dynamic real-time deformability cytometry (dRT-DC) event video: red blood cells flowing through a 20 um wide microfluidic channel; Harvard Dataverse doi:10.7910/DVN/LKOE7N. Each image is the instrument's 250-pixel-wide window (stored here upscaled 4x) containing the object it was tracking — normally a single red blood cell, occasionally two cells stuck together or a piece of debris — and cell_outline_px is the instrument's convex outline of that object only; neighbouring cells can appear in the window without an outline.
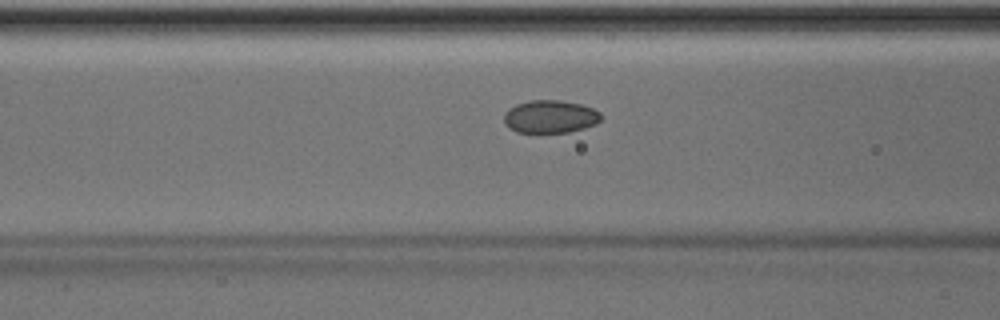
{"species": "Egyptian fruit bat (a non-hibernating species)", "species_latin": "Rousettus aegyptiacus", "temperature_condition": "room temperature", "stored_images_in_passage": 51, "camera_frame_rate_fps": 3000, "um_per_image_px": 0.085, "animal": {"sex": "male"}, "frame": {"image": 1, "passage_image": 21, "time_ms": 6.667, "image_size_px": [1000, 320], "cell_outline_px": [[604, 116], [596, 124], [584, 128], [568, 132], [516, 132], [508, 128], [504, 124], [504, 112], [516, 104], [532, 100], [560, 100], [580, 104], [592, 108], [600, 112]], "centroid_in_image_um": [46.77, 9.91], "position_along_channel_um": 119.8, "area_um2": 18.67}}
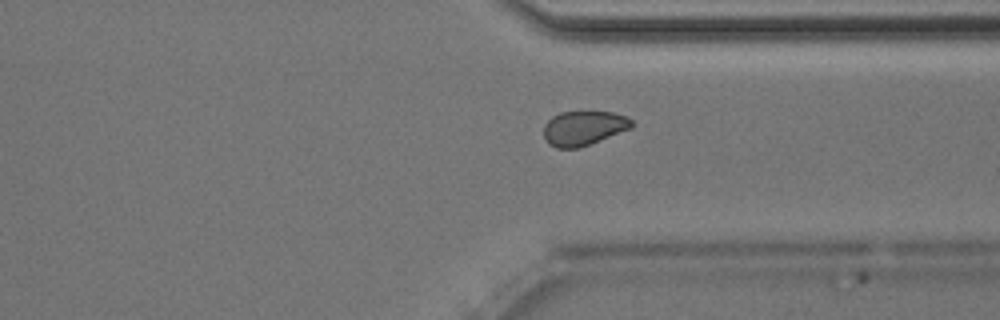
{"frame": {"image": 2, "passage_image": 39, "time_ms": 12.667, "image_size_px": [1000, 320], "cell_outline_px": [[632, 128], [580, 148], [556, 148], [548, 144], [544, 136], [544, 124], [552, 116], [560, 112], [612, 112], [628, 116], [632, 120]], "centroid_in_image_um": [49.6, 10.89], "position_along_channel_um": 361.8, "area_um2": 17.8}}
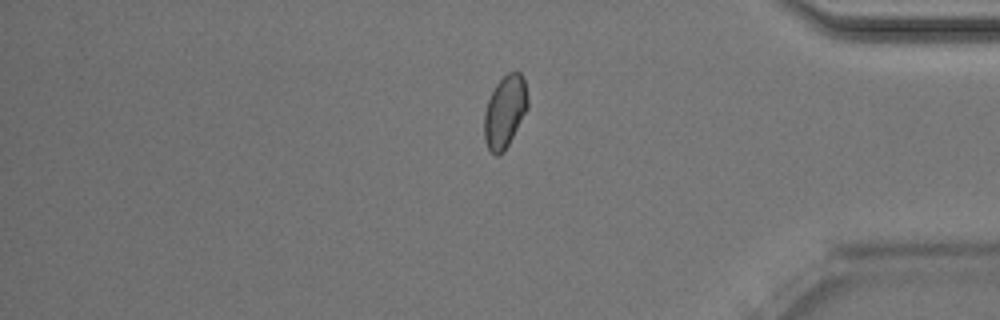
{"frame": {"image": 3, "passage_image": 43, "time_ms": 14.0, "image_size_px": [1000, 320], "cell_outline_px": [[528, 108], [504, 152], [496, 156], [488, 148], [484, 140], [484, 112], [488, 100], [496, 84], [508, 72], [520, 72], [524, 80], [528, 96]], "centroid_in_image_um": [42.91, 9.49], "position_along_channel_um": 392.3, "area_um2": 18.26}, "authors_computed_cell_mechanics": {"area_um2": 18.6694, "velocity_mm_per_s": 4.0279, "shape_relaxation_time_tau1_ms": 5.9216, "shape_relaxation_time_tau2_ms": 5.829, "deformation_change_tau1": 0.0602, "deformation_change_tau2": 0.0556}}